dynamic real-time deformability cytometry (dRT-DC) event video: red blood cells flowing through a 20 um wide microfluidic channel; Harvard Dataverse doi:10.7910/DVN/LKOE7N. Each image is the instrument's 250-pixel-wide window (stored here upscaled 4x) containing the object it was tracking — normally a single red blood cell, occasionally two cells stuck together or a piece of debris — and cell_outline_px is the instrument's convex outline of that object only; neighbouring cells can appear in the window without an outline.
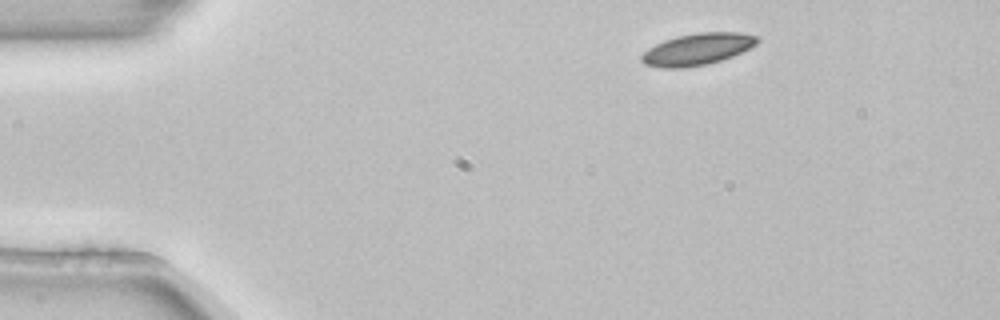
{"species": "common noctule bat (a hibernating species)", "species_latin": "Nyctalus noctula", "temperature_condition": "room temperature", "stored_images_in_passage": 3, "camera_frame_rate_fps": 3000, "um_per_image_px": 0.085, "animal": {"sex": "female", "body_mass_g": 22.7, "forearm_length_mm": 54.2}, "frame": {"image": 1, "passage_image": 1, "time_ms": 0.0, "image_size_px": [1000, 320], "cell_outline_px": [[760, 40], [756, 44], [732, 56], [708, 64], [680, 68], [664, 68], [644, 64], [640, 60], [640, 56], [648, 48], [664, 40], [676, 36], [696, 32], [740, 32], [760, 36]], "centroid_in_image_um": [59.27, 4.17], "position_along_channel_um": 25.7, "area_um2": 21.44}}
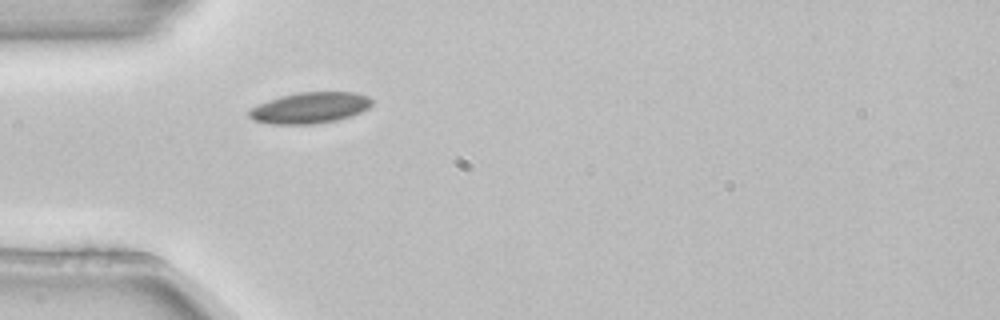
{"frame": {"image": 2, "passage_image": 3, "time_ms": 0.667, "image_size_px": [1000, 320], "cell_outline_px": [[372, 104], [368, 108], [360, 112], [336, 120], [312, 124], [272, 124], [252, 120], [248, 116], [248, 112], [252, 108], [268, 100], [280, 96], [300, 92], [356, 92], [368, 96], [372, 100]], "centroid_in_image_um": [26.34, 9.16], "position_along_channel_um": 58.7, "area_um2": 22.08}}